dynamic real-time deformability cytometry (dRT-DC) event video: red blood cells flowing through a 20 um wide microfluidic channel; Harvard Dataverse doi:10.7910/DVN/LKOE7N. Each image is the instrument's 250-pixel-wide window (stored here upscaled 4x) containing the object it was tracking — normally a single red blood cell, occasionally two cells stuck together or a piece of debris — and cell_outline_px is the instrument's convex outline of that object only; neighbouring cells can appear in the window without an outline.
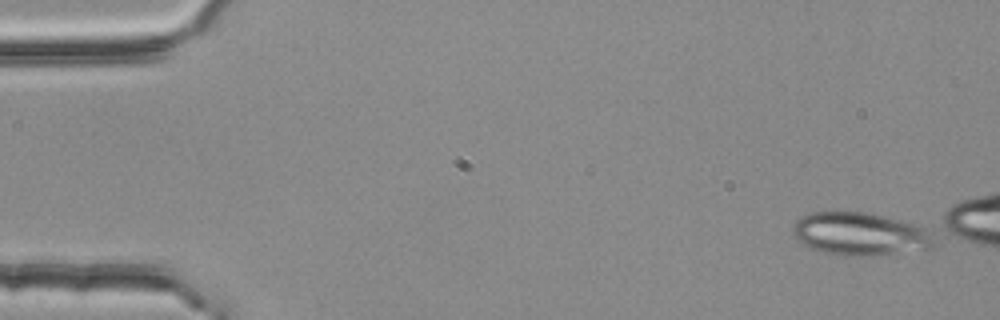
{"species": "common noctule bat (a hibernating species)", "species_latin": "Nyctalus noctula", "temperature_condition": "room temperature", "stored_images_in_passage": 5, "camera_frame_rate_fps": 3000, "um_per_image_px": 0.085, "animal": {"sex": "female", "body_mass_g": 25.1}, "frame": {"image": 1, "passage_image": 5, "time_ms": 1.333, "image_size_px": [1000, 320], "cell_outline_px": [[932, 248], [876, 256], [860, 256], [824, 252], [812, 248], [804, 244], [792, 232], [792, 224], [800, 216], [812, 212], [868, 212], [916, 224], [924, 228], [928, 232], [932, 244]], "centroid_in_image_um": [73.07, 19.87], "position_along_channel_um": 11.9, "area_um2": 34.91}}